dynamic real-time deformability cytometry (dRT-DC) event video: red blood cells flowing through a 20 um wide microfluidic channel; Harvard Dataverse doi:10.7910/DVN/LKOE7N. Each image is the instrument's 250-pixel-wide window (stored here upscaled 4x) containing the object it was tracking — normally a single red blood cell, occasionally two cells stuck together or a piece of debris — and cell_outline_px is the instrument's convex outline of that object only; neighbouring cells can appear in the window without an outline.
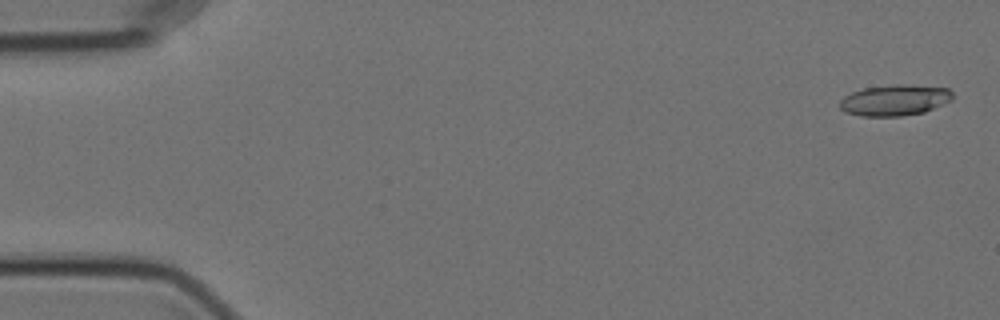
{"species": "Egyptian fruit bat (a non-hibernating species)", "species_latin": "Rousettus aegyptiacus", "temperature_condition": "cold", "stored_images_in_passage": 58, "camera_frame_rate_fps": 3000, "um_per_image_px": 0.085, "animal": {"sex": "female"}, "frame": {"image": 1, "passage_image": 2, "time_ms": 0.333, "image_size_px": [1000, 320], "cell_outline_px": [[952, 100], [944, 104], [924, 112], [900, 116], [860, 116], [844, 112], [840, 108], [840, 100], [844, 96], [852, 92], [864, 88], [892, 84], [904, 84], [948, 88], [952, 92]], "centroid_in_image_um": [76.04, 8.51], "position_along_channel_um": 9.0, "area_um2": 20.46}}
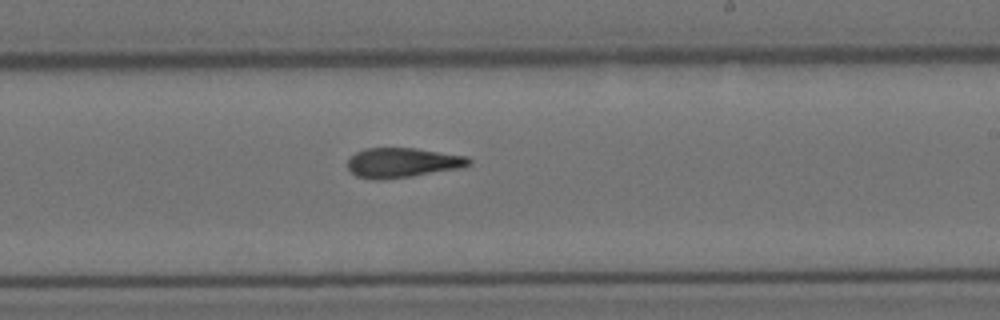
{"frame": {"image": 2, "passage_image": 34, "time_ms": 11.0, "image_size_px": [1000, 320], "cell_outline_px": [[472, 164], [464, 168], [412, 176], [376, 180], [356, 176], [348, 168], [348, 160], [356, 152], [364, 148], [416, 148], [468, 156], [472, 160]], "centroid_in_image_um": [34.27, 13.82], "position_along_channel_um": 254.7, "area_um2": 21.21}}
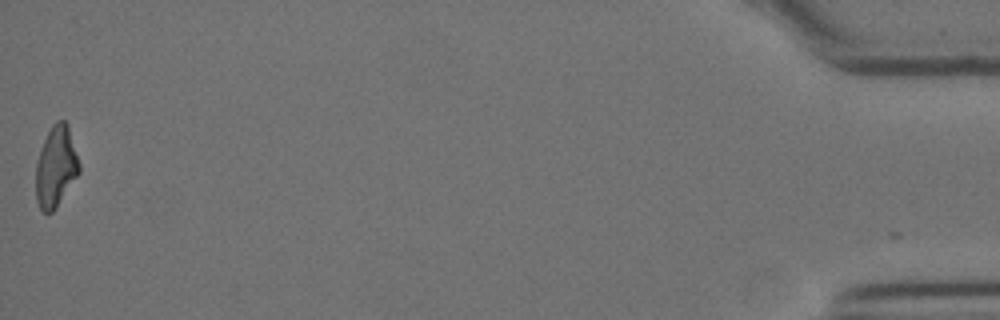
{"frame": {"image": 3, "passage_image": 57, "time_ms": 18.667, "image_size_px": [1000, 320], "cell_outline_px": [[80, 172], [52, 212], [44, 212], [40, 208], [36, 200], [36, 160], [40, 148], [52, 124], [56, 120], [64, 120], [68, 124], [80, 164]], "centroid_in_image_um": [4.75, 14.13], "position_along_channel_um": 430.5, "area_um2": 20.35}, "authors_computed_cell_mechanics": {"area_um2": 20.7791, "velocity_mm_per_s": 3.5555, "shape_relaxation_time_tau1_ms": null, "shape_relaxation_time_tau2_ms": 4.0071, "deformation_change_tau1": null, "deformation_change_tau2": 0.1396}}